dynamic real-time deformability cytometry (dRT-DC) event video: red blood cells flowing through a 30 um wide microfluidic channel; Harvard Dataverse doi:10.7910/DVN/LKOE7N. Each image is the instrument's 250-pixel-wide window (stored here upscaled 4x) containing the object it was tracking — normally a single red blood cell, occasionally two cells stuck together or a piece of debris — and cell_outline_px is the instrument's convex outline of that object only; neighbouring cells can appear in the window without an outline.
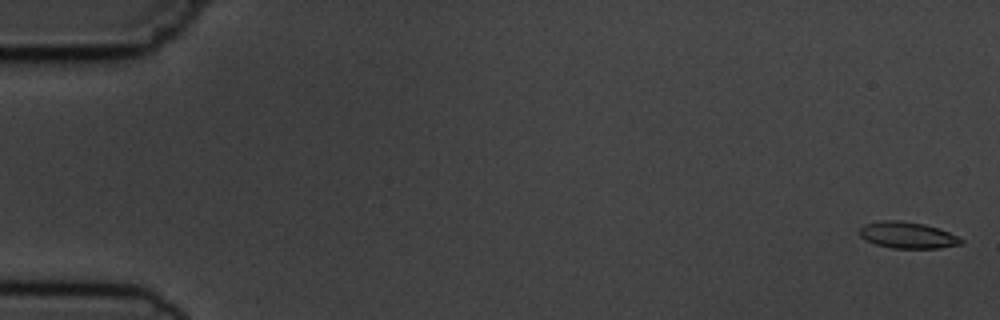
{"species": "common noctule bat (a hibernating species)", "species_latin": "Nyctalus noctula", "temperature_condition": "cold", "stored_images_in_passage": 11, "camera_frame_rate_fps": 3000, "um_per_image_px": 0.085, "animal": {"sex": "male", "body_mass_g": 19.5, "forearm_length_mm": 54.6}, "frame": {"image": 1, "passage_image": 1, "time_ms": 0.0, "image_size_px": [1000, 320], "cell_outline_px": [[964, 244], [940, 248], [892, 248], [876, 244], [860, 236], [860, 228], [864, 224], [884, 220], [900, 220], [924, 224], [948, 232], [964, 240]], "centroid_in_image_um": [77.16, 19.99], "position_along_channel_um": 7.8, "area_um2": 15.49}}
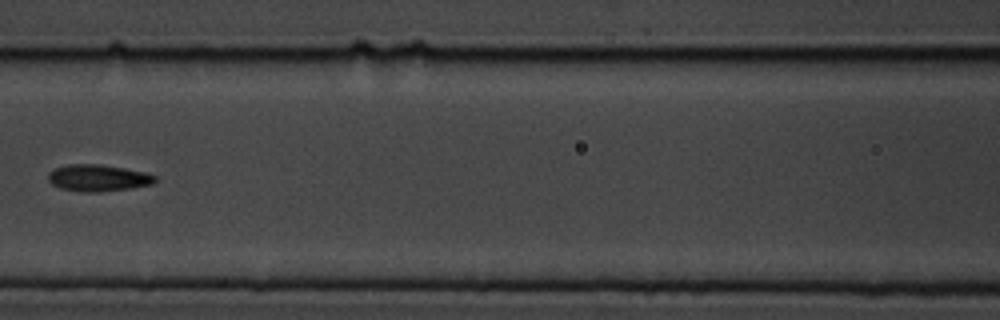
{"frame": {"image": 2, "passage_image": 7, "time_ms": 8.0, "image_size_px": [1000, 320], "cell_outline_px": [[156, 180], [152, 184], [128, 188], [96, 192], [84, 192], [60, 188], [52, 184], [48, 180], [48, 172], [52, 168], [68, 164], [100, 164], [124, 168], [144, 172], [156, 176]], "centroid_in_image_um": [8.28, 15.11], "position_along_channel_um": 158.3, "area_um2": 16.59}}
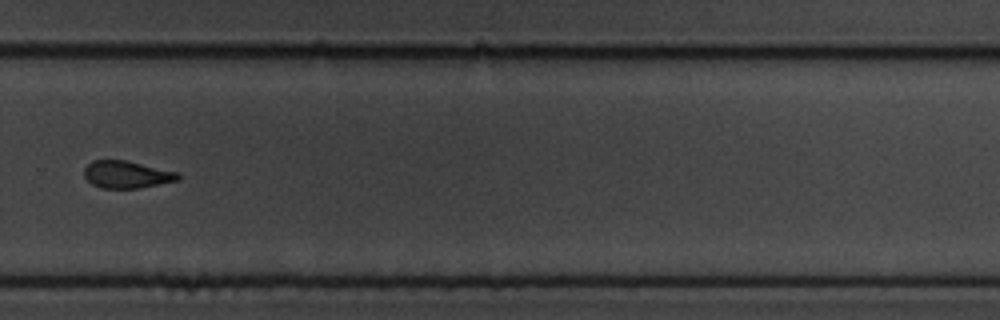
{"frame": {"image": 3, "passage_image": 11, "time_ms": 12.333, "image_size_px": [1000, 320], "cell_outline_px": [[180, 180], [140, 188], [100, 188], [92, 184], [84, 176], [84, 168], [92, 160], [128, 160], [176, 172], [180, 176]], "centroid_in_image_um": [10.76, 14.83], "position_along_channel_um": 319.0, "area_um2": 14.97}}